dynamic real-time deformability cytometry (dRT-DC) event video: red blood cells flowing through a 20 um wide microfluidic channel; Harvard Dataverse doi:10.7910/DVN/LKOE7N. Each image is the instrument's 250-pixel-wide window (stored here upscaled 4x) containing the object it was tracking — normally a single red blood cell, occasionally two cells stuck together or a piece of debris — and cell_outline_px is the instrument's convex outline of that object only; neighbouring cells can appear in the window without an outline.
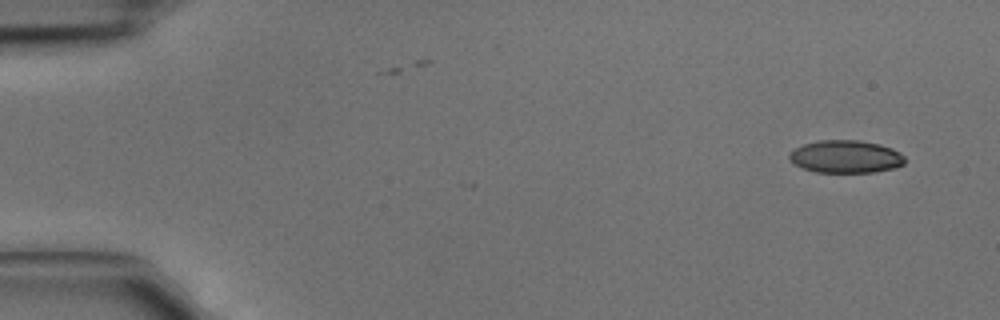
{"species": "common noctule bat (a hibernating species)", "species_latin": "Nyctalus noctula", "temperature_condition": "cold", "stored_images_in_passage": 4, "camera_frame_rate_fps": 3000, "um_per_image_px": 0.085, "animal": {"sex": "male", "body_mass_g": 15.6}, "frame": {"image": 1, "passage_image": 1, "time_ms": 0.0, "image_size_px": [1000, 320], "cell_outline_px": [[904, 164], [896, 168], [872, 172], [816, 172], [804, 168], [788, 160], [788, 156], [796, 148], [804, 144], [820, 140], [860, 140], [880, 144], [892, 148], [900, 152], [904, 156]], "centroid_in_image_um": [71.92, 13.31], "position_along_channel_um": 13.1, "area_um2": 21.96}}
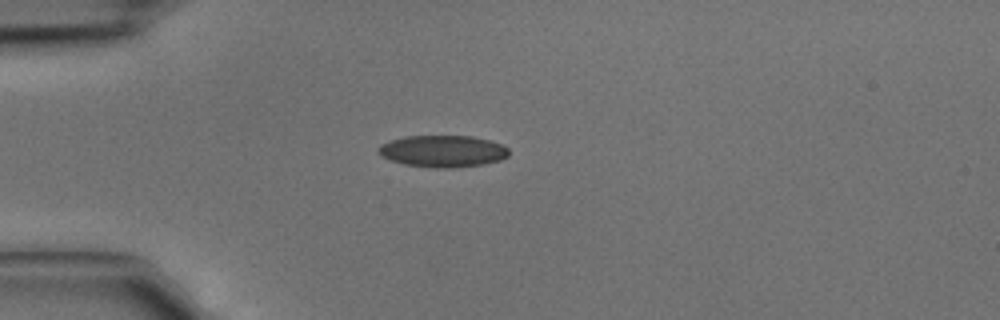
{"frame": {"image": 2, "passage_image": 3, "time_ms": 0.667, "image_size_px": [1000, 320], "cell_outline_px": [[508, 156], [500, 160], [484, 164], [452, 168], [436, 168], [404, 164], [380, 156], [376, 152], [376, 148], [380, 144], [388, 140], [404, 136], [472, 136], [488, 140], [500, 144], [508, 148]], "centroid_in_image_um": [37.58, 12.85], "position_along_channel_um": 47.4, "area_um2": 24.33}}